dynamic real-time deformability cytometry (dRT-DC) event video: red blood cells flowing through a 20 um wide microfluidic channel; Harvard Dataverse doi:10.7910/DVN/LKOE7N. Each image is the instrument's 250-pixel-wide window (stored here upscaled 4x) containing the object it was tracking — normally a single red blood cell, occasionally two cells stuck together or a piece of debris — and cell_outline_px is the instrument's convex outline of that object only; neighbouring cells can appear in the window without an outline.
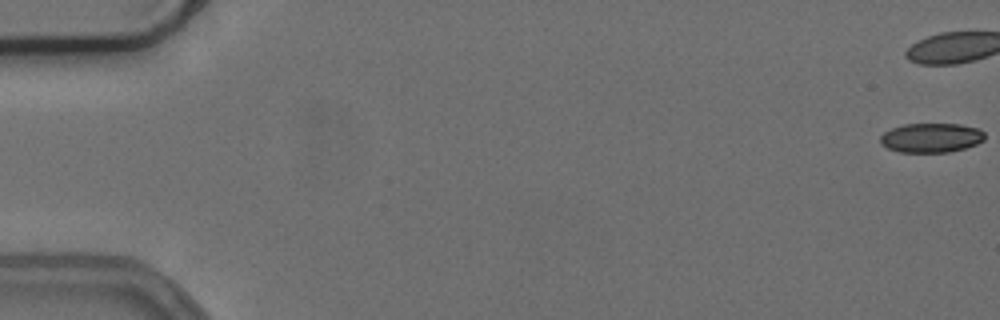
{"species": "common noctule bat (a hibernating species)", "species_latin": "Nyctalus noctula", "temperature_condition": "cold", "stored_images_in_passage": 10, "camera_frame_rate_fps": 3000, "um_per_image_px": 0.085, "animal": {"sex": "female", "body_mass_g": 24.6, "forearm_length_mm": 56.2}, "frame": {"image": 1, "passage_image": 1, "time_ms": 0.0, "image_size_px": [1000, 320], "cell_outline_px": [[984, 140], [976, 144], [964, 148], [948, 152], [900, 152], [888, 148], [880, 144], [880, 136], [884, 132], [892, 128], [904, 124], [960, 124], [980, 128], [984, 132]], "centroid_in_image_um": [79.15, 11.7], "position_along_channel_um": 5.9, "area_um2": 17.92}}